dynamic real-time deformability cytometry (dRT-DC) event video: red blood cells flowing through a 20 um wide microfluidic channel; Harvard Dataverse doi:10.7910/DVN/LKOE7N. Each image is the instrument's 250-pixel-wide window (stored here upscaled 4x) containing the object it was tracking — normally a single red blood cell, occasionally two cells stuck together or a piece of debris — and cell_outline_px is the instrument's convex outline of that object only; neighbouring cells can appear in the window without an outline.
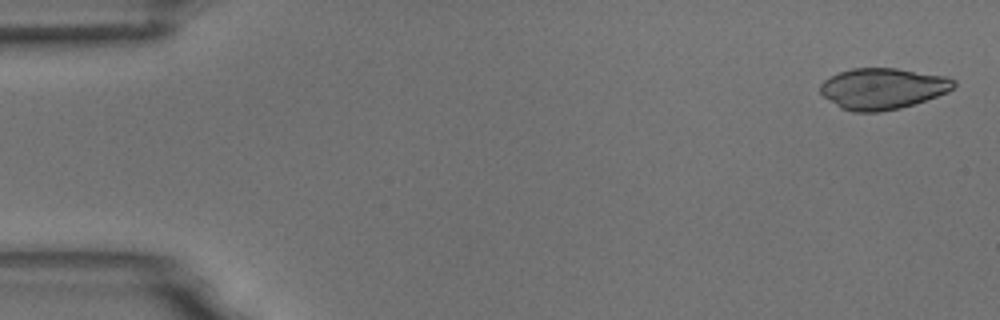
{"species": "common noctule bat (a hibernating species)", "species_latin": "Nyctalus noctula", "temperature_condition": "room temperature", "stored_images_in_passage": 5, "camera_frame_rate_fps": 3000, "um_per_image_px": 0.085, "animal": {"sex": "male", "body_mass_g": 18.8}, "frame": {"image": 1, "passage_image": 1, "time_ms": 0.0, "image_size_px": [1000, 320], "cell_outline_px": [[956, 84], [948, 92], [900, 108], [880, 112], [852, 112], [840, 108], [824, 96], [820, 92], [820, 84], [824, 80], [840, 72], [852, 68], [896, 68], [948, 76], [956, 80]], "centroid_in_image_um": [75.03, 7.52], "position_along_channel_um": 10.0, "area_um2": 31.96}}